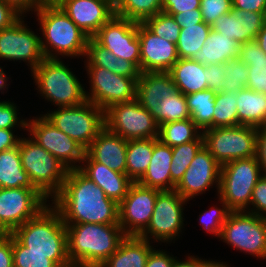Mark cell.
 I'll return each instance as SVG.
<instances>
[{
	"label": "cell",
	"instance_id": "6da1fadb",
	"mask_svg": "<svg viewBox=\"0 0 266 267\" xmlns=\"http://www.w3.org/2000/svg\"><path fill=\"white\" fill-rule=\"evenodd\" d=\"M51 201L65 225L119 224L118 204L79 169L68 170L61 191Z\"/></svg>",
	"mask_w": 266,
	"mask_h": 267
},
{
	"label": "cell",
	"instance_id": "7a4b0ae2",
	"mask_svg": "<svg viewBox=\"0 0 266 267\" xmlns=\"http://www.w3.org/2000/svg\"><path fill=\"white\" fill-rule=\"evenodd\" d=\"M67 255L73 267H100L126 237L119 224L66 225Z\"/></svg>",
	"mask_w": 266,
	"mask_h": 267
},
{
	"label": "cell",
	"instance_id": "3957f363",
	"mask_svg": "<svg viewBox=\"0 0 266 267\" xmlns=\"http://www.w3.org/2000/svg\"><path fill=\"white\" fill-rule=\"evenodd\" d=\"M12 234L27 247V251L45 254L59 267H73L67 255V228L60 212L52 204L17 227Z\"/></svg>",
	"mask_w": 266,
	"mask_h": 267
},
{
	"label": "cell",
	"instance_id": "277c9868",
	"mask_svg": "<svg viewBox=\"0 0 266 267\" xmlns=\"http://www.w3.org/2000/svg\"><path fill=\"white\" fill-rule=\"evenodd\" d=\"M34 13L42 32L41 49L45 58L85 57L90 37L58 5H42Z\"/></svg>",
	"mask_w": 266,
	"mask_h": 267
},
{
	"label": "cell",
	"instance_id": "5b68a950",
	"mask_svg": "<svg viewBox=\"0 0 266 267\" xmlns=\"http://www.w3.org/2000/svg\"><path fill=\"white\" fill-rule=\"evenodd\" d=\"M136 100L162 124L191 118L187 100L169 72L140 73Z\"/></svg>",
	"mask_w": 266,
	"mask_h": 267
},
{
	"label": "cell",
	"instance_id": "8992f818",
	"mask_svg": "<svg viewBox=\"0 0 266 267\" xmlns=\"http://www.w3.org/2000/svg\"><path fill=\"white\" fill-rule=\"evenodd\" d=\"M61 59L45 58L31 73L37 90L57 107L76 106L87 101L85 88Z\"/></svg>",
	"mask_w": 266,
	"mask_h": 267
},
{
	"label": "cell",
	"instance_id": "52a82bcc",
	"mask_svg": "<svg viewBox=\"0 0 266 267\" xmlns=\"http://www.w3.org/2000/svg\"><path fill=\"white\" fill-rule=\"evenodd\" d=\"M19 151L23 169L33 186L46 198H54L61 191L68 169L31 137L20 138Z\"/></svg>",
	"mask_w": 266,
	"mask_h": 267
},
{
	"label": "cell",
	"instance_id": "ba28073f",
	"mask_svg": "<svg viewBox=\"0 0 266 267\" xmlns=\"http://www.w3.org/2000/svg\"><path fill=\"white\" fill-rule=\"evenodd\" d=\"M262 175L256 156L222 165L217 198H221L231 212H248L253 188Z\"/></svg>",
	"mask_w": 266,
	"mask_h": 267
},
{
	"label": "cell",
	"instance_id": "9c48e42d",
	"mask_svg": "<svg viewBox=\"0 0 266 267\" xmlns=\"http://www.w3.org/2000/svg\"><path fill=\"white\" fill-rule=\"evenodd\" d=\"M48 112L43 115L85 150L105 128V112L90 101Z\"/></svg>",
	"mask_w": 266,
	"mask_h": 267
},
{
	"label": "cell",
	"instance_id": "30bf717a",
	"mask_svg": "<svg viewBox=\"0 0 266 267\" xmlns=\"http://www.w3.org/2000/svg\"><path fill=\"white\" fill-rule=\"evenodd\" d=\"M204 146L222 166L256 156L257 128L245 125L218 127L202 132Z\"/></svg>",
	"mask_w": 266,
	"mask_h": 267
},
{
	"label": "cell",
	"instance_id": "8fae6325",
	"mask_svg": "<svg viewBox=\"0 0 266 267\" xmlns=\"http://www.w3.org/2000/svg\"><path fill=\"white\" fill-rule=\"evenodd\" d=\"M223 242L258 259H266V218L247 211L230 212L219 236Z\"/></svg>",
	"mask_w": 266,
	"mask_h": 267
},
{
	"label": "cell",
	"instance_id": "7c38bea8",
	"mask_svg": "<svg viewBox=\"0 0 266 267\" xmlns=\"http://www.w3.org/2000/svg\"><path fill=\"white\" fill-rule=\"evenodd\" d=\"M105 127L128 140L159 137V125L137 100L112 105L105 111Z\"/></svg>",
	"mask_w": 266,
	"mask_h": 267
},
{
	"label": "cell",
	"instance_id": "4fadbf2b",
	"mask_svg": "<svg viewBox=\"0 0 266 267\" xmlns=\"http://www.w3.org/2000/svg\"><path fill=\"white\" fill-rule=\"evenodd\" d=\"M188 200L175 189L162 190L158 193L153 214L147 228L139 237L150 241L170 243L180 237L184 228V208Z\"/></svg>",
	"mask_w": 266,
	"mask_h": 267
},
{
	"label": "cell",
	"instance_id": "5bb4252c",
	"mask_svg": "<svg viewBox=\"0 0 266 267\" xmlns=\"http://www.w3.org/2000/svg\"><path fill=\"white\" fill-rule=\"evenodd\" d=\"M49 202L37 188H0V233H12L37 216Z\"/></svg>",
	"mask_w": 266,
	"mask_h": 267
},
{
	"label": "cell",
	"instance_id": "9a60e30c",
	"mask_svg": "<svg viewBox=\"0 0 266 267\" xmlns=\"http://www.w3.org/2000/svg\"><path fill=\"white\" fill-rule=\"evenodd\" d=\"M90 89L85 91L87 101L100 107L104 112L112 105L136 100L137 81L112 73L102 67H86Z\"/></svg>",
	"mask_w": 266,
	"mask_h": 267
},
{
	"label": "cell",
	"instance_id": "2e32d148",
	"mask_svg": "<svg viewBox=\"0 0 266 267\" xmlns=\"http://www.w3.org/2000/svg\"><path fill=\"white\" fill-rule=\"evenodd\" d=\"M32 139L57 158L68 170L78 169L85 149L75 140L57 129L44 115L27 121ZM80 165H79V164Z\"/></svg>",
	"mask_w": 266,
	"mask_h": 267
},
{
	"label": "cell",
	"instance_id": "e0dca14e",
	"mask_svg": "<svg viewBox=\"0 0 266 267\" xmlns=\"http://www.w3.org/2000/svg\"><path fill=\"white\" fill-rule=\"evenodd\" d=\"M92 38L115 57L132 62L140 71L138 23L114 15Z\"/></svg>",
	"mask_w": 266,
	"mask_h": 267
},
{
	"label": "cell",
	"instance_id": "ac0fdd59",
	"mask_svg": "<svg viewBox=\"0 0 266 267\" xmlns=\"http://www.w3.org/2000/svg\"><path fill=\"white\" fill-rule=\"evenodd\" d=\"M161 190L133 182L118 204L119 225L126 236H139L148 226Z\"/></svg>",
	"mask_w": 266,
	"mask_h": 267
},
{
	"label": "cell",
	"instance_id": "d6986e66",
	"mask_svg": "<svg viewBox=\"0 0 266 267\" xmlns=\"http://www.w3.org/2000/svg\"><path fill=\"white\" fill-rule=\"evenodd\" d=\"M40 38L27 27L22 16L12 26L0 30V60L26 62L32 72L45 59Z\"/></svg>",
	"mask_w": 266,
	"mask_h": 267
},
{
	"label": "cell",
	"instance_id": "ffe728a7",
	"mask_svg": "<svg viewBox=\"0 0 266 267\" xmlns=\"http://www.w3.org/2000/svg\"><path fill=\"white\" fill-rule=\"evenodd\" d=\"M221 165L203 146L185 171L175 190L186 200L206 193L214 184L219 191Z\"/></svg>",
	"mask_w": 266,
	"mask_h": 267
},
{
	"label": "cell",
	"instance_id": "44dd1931",
	"mask_svg": "<svg viewBox=\"0 0 266 267\" xmlns=\"http://www.w3.org/2000/svg\"><path fill=\"white\" fill-rule=\"evenodd\" d=\"M140 41V73L169 72L178 61L177 46L151 32L143 23H138Z\"/></svg>",
	"mask_w": 266,
	"mask_h": 267
},
{
	"label": "cell",
	"instance_id": "7402d4cb",
	"mask_svg": "<svg viewBox=\"0 0 266 267\" xmlns=\"http://www.w3.org/2000/svg\"><path fill=\"white\" fill-rule=\"evenodd\" d=\"M58 6L90 38L115 15L114 0H62Z\"/></svg>",
	"mask_w": 266,
	"mask_h": 267
},
{
	"label": "cell",
	"instance_id": "603a6c76",
	"mask_svg": "<svg viewBox=\"0 0 266 267\" xmlns=\"http://www.w3.org/2000/svg\"><path fill=\"white\" fill-rule=\"evenodd\" d=\"M265 21L266 13L232 9L218 17L211 28L242 44L255 40Z\"/></svg>",
	"mask_w": 266,
	"mask_h": 267
},
{
	"label": "cell",
	"instance_id": "cb8c5ba5",
	"mask_svg": "<svg viewBox=\"0 0 266 267\" xmlns=\"http://www.w3.org/2000/svg\"><path fill=\"white\" fill-rule=\"evenodd\" d=\"M81 163L82 165L78 169L102 188L108 198L117 204L124 199L133 183L127 174L113 171L107 166L95 162L86 152Z\"/></svg>",
	"mask_w": 266,
	"mask_h": 267
},
{
	"label": "cell",
	"instance_id": "d4e9b609",
	"mask_svg": "<svg viewBox=\"0 0 266 267\" xmlns=\"http://www.w3.org/2000/svg\"><path fill=\"white\" fill-rule=\"evenodd\" d=\"M128 141L106 127L92 141L85 152L95 161L113 171L126 174Z\"/></svg>",
	"mask_w": 266,
	"mask_h": 267
},
{
	"label": "cell",
	"instance_id": "484cf974",
	"mask_svg": "<svg viewBox=\"0 0 266 267\" xmlns=\"http://www.w3.org/2000/svg\"><path fill=\"white\" fill-rule=\"evenodd\" d=\"M172 147L160 139L153 138V153L147 171L138 181L139 184L158 190H171Z\"/></svg>",
	"mask_w": 266,
	"mask_h": 267
},
{
	"label": "cell",
	"instance_id": "4316f807",
	"mask_svg": "<svg viewBox=\"0 0 266 267\" xmlns=\"http://www.w3.org/2000/svg\"><path fill=\"white\" fill-rule=\"evenodd\" d=\"M150 241L139 236H126L118 249L100 267H145L150 252Z\"/></svg>",
	"mask_w": 266,
	"mask_h": 267
},
{
	"label": "cell",
	"instance_id": "83f0119b",
	"mask_svg": "<svg viewBox=\"0 0 266 267\" xmlns=\"http://www.w3.org/2000/svg\"><path fill=\"white\" fill-rule=\"evenodd\" d=\"M240 43L226 37L215 30L209 32L200 51L192 60L200 64H223L229 60L238 59Z\"/></svg>",
	"mask_w": 266,
	"mask_h": 267
},
{
	"label": "cell",
	"instance_id": "f1b7e54d",
	"mask_svg": "<svg viewBox=\"0 0 266 267\" xmlns=\"http://www.w3.org/2000/svg\"><path fill=\"white\" fill-rule=\"evenodd\" d=\"M169 73L180 91L184 95L207 89L208 68L192 59H178Z\"/></svg>",
	"mask_w": 266,
	"mask_h": 267
},
{
	"label": "cell",
	"instance_id": "f546056e",
	"mask_svg": "<svg viewBox=\"0 0 266 267\" xmlns=\"http://www.w3.org/2000/svg\"><path fill=\"white\" fill-rule=\"evenodd\" d=\"M85 67H102L112 73L130 78H139V69L130 61L123 60L99 45L93 38H89L86 48Z\"/></svg>",
	"mask_w": 266,
	"mask_h": 267
},
{
	"label": "cell",
	"instance_id": "4dcf8cb0",
	"mask_svg": "<svg viewBox=\"0 0 266 267\" xmlns=\"http://www.w3.org/2000/svg\"><path fill=\"white\" fill-rule=\"evenodd\" d=\"M238 59L248 66L246 88L266 93V54L255 40L240 44Z\"/></svg>",
	"mask_w": 266,
	"mask_h": 267
},
{
	"label": "cell",
	"instance_id": "1f68e13d",
	"mask_svg": "<svg viewBox=\"0 0 266 267\" xmlns=\"http://www.w3.org/2000/svg\"><path fill=\"white\" fill-rule=\"evenodd\" d=\"M238 125L263 127L266 110V93L248 88L237 92Z\"/></svg>",
	"mask_w": 266,
	"mask_h": 267
},
{
	"label": "cell",
	"instance_id": "d6a6232c",
	"mask_svg": "<svg viewBox=\"0 0 266 267\" xmlns=\"http://www.w3.org/2000/svg\"><path fill=\"white\" fill-rule=\"evenodd\" d=\"M35 188L23 169L19 143L13 149L0 152V188Z\"/></svg>",
	"mask_w": 266,
	"mask_h": 267
},
{
	"label": "cell",
	"instance_id": "836d02e7",
	"mask_svg": "<svg viewBox=\"0 0 266 267\" xmlns=\"http://www.w3.org/2000/svg\"><path fill=\"white\" fill-rule=\"evenodd\" d=\"M153 153V138L128 140L126 174L138 182L147 171Z\"/></svg>",
	"mask_w": 266,
	"mask_h": 267
},
{
	"label": "cell",
	"instance_id": "e575fe53",
	"mask_svg": "<svg viewBox=\"0 0 266 267\" xmlns=\"http://www.w3.org/2000/svg\"><path fill=\"white\" fill-rule=\"evenodd\" d=\"M192 121L203 132L213 128L216 93L211 89L185 95Z\"/></svg>",
	"mask_w": 266,
	"mask_h": 267
},
{
	"label": "cell",
	"instance_id": "d590c367",
	"mask_svg": "<svg viewBox=\"0 0 266 267\" xmlns=\"http://www.w3.org/2000/svg\"><path fill=\"white\" fill-rule=\"evenodd\" d=\"M180 26L181 31L176 43L179 59H192L202 48L212 29L211 25L202 22L194 25Z\"/></svg>",
	"mask_w": 266,
	"mask_h": 267
},
{
	"label": "cell",
	"instance_id": "8d00e7d4",
	"mask_svg": "<svg viewBox=\"0 0 266 267\" xmlns=\"http://www.w3.org/2000/svg\"><path fill=\"white\" fill-rule=\"evenodd\" d=\"M203 146L204 137L201 134L195 141L172 147L171 190L175 189V186L180 182L190 163Z\"/></svg>",
	"mask_w": 266,
	"mask_h": 267
},
{
	"label": "cell",
	"instance_id": "74e56055",
	"mask_svg": "<svg viewBox=\"0 0 266 267\" xmlns=\"http://www.w3.org/2000/svg\"><path fill=\"white\" fill-rule=\"evenodd\" d=\"M115 15L143 23L162 12V0H114Z\"/></svg>",
	"mask_w": 266,
	"mask_h": 267
},
{
	"label": "cell",
	"instance_id": "f35d334b",
	"mask_svg": "<svg viewBox=\"0 0 266 267\" xmlns=\"http://www.w3.org/2000/svg\"><path fill=\"white\" fill-rule=\"evenodd\" d=\"M202 131L195 125L191 118L165 123L159 128V137L164 144L170 147L195 141Z\"/></svg>",
	"mask_w": 266,
	"mask_h": 267
},
{
	"label": "cell",
	"instance_id": "ab89813d",
	"mask_svg": "<svg viewBox=\"0 0 266 267\" xmlns=\"http://www.w3.org/2000/svg\"><path fill=\"white\" fill-rule=\"evenodd\" d=\"M237 93L222 91L216 93L213 128L238 125Z\"/></svg>",
	"mask_w": 266,
	"mask_h": 267
},
{
	"label": "cell",
	"instance_id": "60d3db41",
	"mask_svg": "<svg viewBox=\"0 0 266 267\" xmlns=\"http://www.w3.org/2000/svg\"><path fill=\"white\" fill-rule=\"evenodd\" d=\"M143 24L155 35L175 44L178 42L181 26L173 16L160 12L146 19Z\"/></svg>",
	"mask_w": 266,
	"mask_h": 267
},
{
	"label": "cell",
	"instance_id": "b9f144b4",
	"mask_svg": "<svg viewBox=\"0 0 266 267\" xmlns=\"http://www.w3.org/2000/svg\"><path fill=\"white\" fill-rule=\"evenodd\" d=\"M12 251L14 267H59L45 254L31 253L13 234Z\"/></svg>",
	"mask_w": 266,
	"mask_h": 267
},
{
	"label": "cell",
	"instance_id": "7bdbcfd3",
	"mask_svg": "<svg viewBox=\"0 0 266 267\" xmlns=\"http://www.w3.org/2000/svg\"><path fill=\"white\" fill-rule=\"evenodd\" d=\"M225 70V80L223 81V91L238 92L246 88L249 77L248 66L239 59L229 60L223 63Z\"/></svg>",
	"mask_w": 266,
	"mask_h": 267
},
{
	"label": "cell",
	"instance_id": "ee69618b",
	"mask_svg": "<svg viewBox=\"0 0 266 267\" xmlns=\"http://www.w3.org/2000/svg\"><path fill=\"white\" fill-rule=\"evenodd\" d=\"M218 201H220V206L222 208L214 206L213 208L211 207L209 210H205L203 213H200L199 223L205 232L207 231L219 238L223 224L226 222L231 211L221 198H219Z\"/></svg>",
	"mask_w": 266,
	"mask_h": 267
},
{
	"label": "cell",
	"instance_id": "f6af8a7d",
	"mask_svg": "<svg viewBox=\"0 0 266 267\" xmlns=\"http://www.w3.org/2000/svg\"><path fill=\"white\" fill-rule=\"evenodd\" d=\"M200 10L203 21L212 25L218 17L232 10V0H201Z\"/></svg>",
	"mask_w": 266,
	"mask_h": 267
},
{
	"label": "cell",
	"instance_id": "bcb514c9",
	"mask_svg": "<svg viewBox=\"0 0 266 267\" xmlns=\"http://www.w3.org/2000/svg\"><path fill=\"white\" fill-rule=\"evenodd\" d=\"M18 106L9 100L0 101V129H13L15 126L27 129V119L23 120L18 117Z\"/></svg>",
	"mask_w": 266,
	"mask_h": 267
},
{
	"label": "cell",
	"instance_id": "7dc6e473",
	"mask_svg": "<svg viewBox=\"0 0 266 267\" xmlns=\"http://www.w3.org/2000/svg\"><path fill=\"white\" fill-rule=\"evenodd\" d=\"M252 205V206H251ZM249 213L266 218V176L262 175L252 191Z\"/></svg>",
	"mask_w": 266,
	"mask_h": 267
},
{
	"label": "cell",
	"instance_id": "c3c4849f",
	"mask_svg": "<svg viewBox=\"0 0 266 267\" xmlns=\"http://www.w3.org/2000/svg\"><path fill=\"white\" fill-rule=\"evenodd\" d=\"M207 89L215 93L223 91V81L226 78L223 64H208Z\"/></svg>",
	"mask_w": 266,
	"mask_h": 267
},
{
	"label": "cell",
	"instance_id": "681fc988",
	"mask_svg": "<svg viewBox=\"0 0 266 267\" xmlns=\"http://www.w3.org/2000/svg\"><path fill=\"white\" fill-rule=\"evenodd\" d=\"M201 0H162V12L176 14L187 10L200 9Z\"/></svg>",
	"mask_w": 266,
	"mask_h": 267
},
{
	"label": "cell",
	"instance_id": "f907efd6",
	"mask_svg": "<svg viewBox=\"0 0 266 267\" xmlns=\"http://www.w3.org/2000/svg\"><path fill=\"white\" fill-rule=\"evenodd\" d=\"M0 267H14L12 233H0Z\"/></svg>",
	"mask_w": 266,
	"mask_h": 267
},
{
	"label": "cell",
	"instance_id": "816d5d0a",
	"mask_svg": "<svg viewBox=\"0 0 266 267\" xmlns=\"http://www.w3.org/2000/svg\"><path fill=\"white\" fill-rule=\"evenodd\" d=\"M168 253L169 252L163 249L156 250V248H154L147 258L145 267H172L176 257L173 255L170 256Z\"/></svg>",
	"mask_w": 266,
	"mask_h": 267
},
{
	"label": "cell",
	"instance_id": "f5cc1de1",
	"mask_svg": "<svg viewBox=\"0 0 266 267\" xmlns=\"http://www.w3.org/2000/svg\"><path fill=\"white\" fill-rule=\"evenodd\" d=\"M21 17L12 6L0 0V30L12 26Z\"/></svg>",
	"mask_w": 266,
	"mask_h": 267
},
{
	"label": "cell",
	"instance_id": "db71d44e",
	"mask_svg": "<svg viewBox=\"0 0 266 267\" xmlns=\"http://www.w3.org/2000/svg\"><path fill=\"white\" fill-rule=\"evenodd\" d=\"M256 159L262 174L266 176V127L257 128Z\"/></svg>",
	"mask_w": 266,
	"mask_h": 267
},
{
	"label": "cell",
	"instance_id": "11a10c76",
	"mask_svg": "<svg viewBox=\"0 0 266 267\" xmlns=\"http://www.w3.org/2000/svg\"><path fill=\"white\" fill-rule=\"evenodd\" d=\"M232 9L266 13V0H232Z\"/></svg>",
	"mask_w": 266,
	"mask_h": 267
},
{
	"label": "cell",
	"instance_id": "9f6ffc18",
	"mask_svg": "<svg viewBox=\"0 0 266 267\" xmlns=\"http://www.w3.org/2000/svg\"><path fill=\"white\" fill-rule=\"evenodd\" d=\"M168 15L173 16V18L179 25H194L204 22L200 9L187 10V12L184 11L181 13Z\"/></svg>",
	"mask_w": 266,
	"mask_h": 267
},
{
	"label": "cell",
	"instance_id": "6f0895ef",
	"mask_svg": "<svg viewBox=\"0 0 266 267\" xmlns=\"http://www.w3.org/2000/svg\"><path fill=\"white\" fill-rule=\"evenodd\" d=\"M6 4L12 6L18 13L23 17H26L24 14H29V12H35L40 6V0H2Z\"/></svg>",
	"mask_w": 266,
	"mask_h": 267
},
{
	"label": "cell",
	"instance_id": "680465c9",
	"mask_svg": "<svg viewBox=\"0 0 266 267\" xmlns=\"http://www.w3.org/2000/svg\"><path fill=\"white\" fill-rule=\"evenodd\" d=\"M15 129H0V152L18 146L20 137L14 134Z\"/></svg>",
	"mask_w": 266,
	"mask_h": 267
},
{
	"label": "cell",
	"instance_id": "91938a15",
	"mask_svg": "<svg viewBox=\"0 0 266 267\" xmlns=\"http://www.w3.org/2000/svg\"><path fill=\"white\" fill-rule=\"evenodd\" d=\"M187 258V259H186ZM184 261H180V259H175L172 267H204V265L209 261V260H203L200 259L197 256H193V255H188V257H186Z\"/></svg>",
	"mask_w": 266,
	"mask_h": 267
},
{
	"label": "cell",
	"instance_id": "94428289",
	"mask_svg": "<svg viewBox=\"0 0 266 267\" xmlns=\"http://www.w3.org/2000/svg\"><path fill=\"white\" fill-rule=\"evenodd\" d=\"M255 41L257 42L261 50L266 54V21L262 29L259 31L257 37L255 38Z\"/></svg>",
	"mask_w": 266,
	"mask_h": 267
},
{
	"label": "cell",
	"instance_id": "6125c7cd",
	"mask_svg": "<svg viewBox=\"0 0 266 267\" xmlns=\"http://www.w3.org/2000/svg\"><path fill=\"white\" fill-rule=\"evenodd\" d=\"M9 77H6V74L3 70V68L0 66V92L2 94H4V90L6 88V90L8 89V84H7V81H8ZM7 86V87H6Z\"/></svg>",
	"mask_w": 266,
	"mask_h": 267
},
{
	"label": "cell",
	"instance_id": "be15d7a7",
	"mask_svg": "<svg viewBox=\"0 0 266 267\" xmlns=\"http://www.w3.org/2000/svg\"><path fill=\"white\" fill-rule=\"evenodd\" d=\"M230 265L224 263V262H220V261H208L204 267H229Z\"/></svg>",
	"mask_w": 266,
	"mask_h": 267
},
{
	"label": "cell",
	"instance_id": "e7e4bbea",
	"mask_svg": "<svg viewBox=\"0 0 266 267\" xmlns=\"http://www.w3.org/2000/svg\"><path fill=\"white\" fill-rule=\"evenodd\" d=\"M42 5H58L62 0H40Z\"/></svg>",
	"mask_w": 266,
	"mask_h": 267
},
{
	"label": "cell",
	"instance_id": "03108f58",
	"mask_svg": "<svg viewBox=\"0 0 266 267\" xmlns=\"http://www.w3.org/2000/svg\"><path fill=\"white\" fill-rule=\"evenodd\" d=\"M263 127H266V110H265V117H264V124Z\"/></svg>",
	"mask_w": 266,
	"mask_h": 267
}]
</instances>
